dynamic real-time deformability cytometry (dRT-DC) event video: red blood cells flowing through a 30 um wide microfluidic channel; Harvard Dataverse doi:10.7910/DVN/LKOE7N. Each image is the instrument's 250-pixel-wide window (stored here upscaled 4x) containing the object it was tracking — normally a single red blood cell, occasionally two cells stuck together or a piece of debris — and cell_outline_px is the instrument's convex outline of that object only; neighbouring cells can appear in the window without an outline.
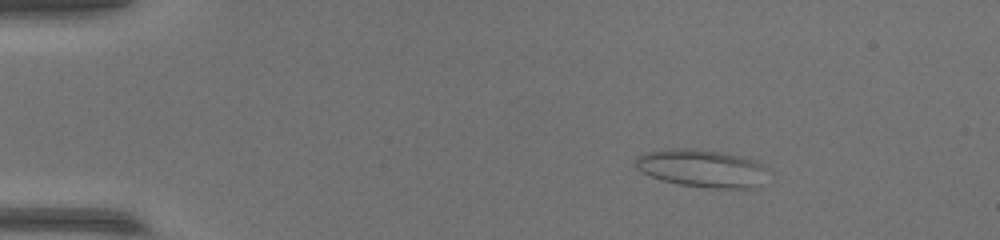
{"species": "common noctule bat (a hibernating species)", "species_latin": "Nyctalus noctula", "temperature_condition": "warm", "stored_images_in_passage": 45, "camera_frame_rate_fps": 3000, "um_per_image_px": 0.085, "animal": {"sex": "female", "body_mass_g": 17.0, "forearm_length_mm": 48.0}, "frame": {"image": 1, "passage_image": 1, "time_ms": 0.0, "image_size_px": [1000, 240], "cell_outline_px": [[772, 172], [756, 188], [716, 188], [680, 184], [660, 180], [640, 172], [636, 168], [636, 156], [648, 152], [668, 148], [688, 148], [720, 152], [740, 156], [764, 164]], "centroid_in_image_um": [59.7, 14.31], "position_along_channel_um": 25.3, "area_um2": 29.36}}
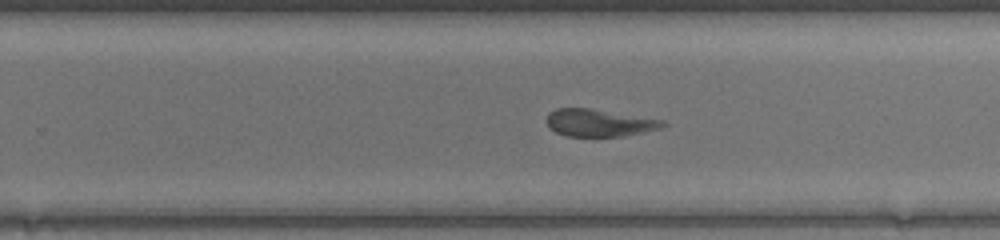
{"frame": {"image": 2, "passage_image": 27, "time_ms": 8.667, "image_size_px": [1000, 240], "cell_outline_px": [[668, 124], [660, 128], [624, 136], [564, 136], [548, 128], [548, 112], [556, 108], [588, 108], [664, 120]], "centroid_in_image_um": [50.91, 10.44], "position_along_channel_um": 278.9, "area_um2": 18.38}}
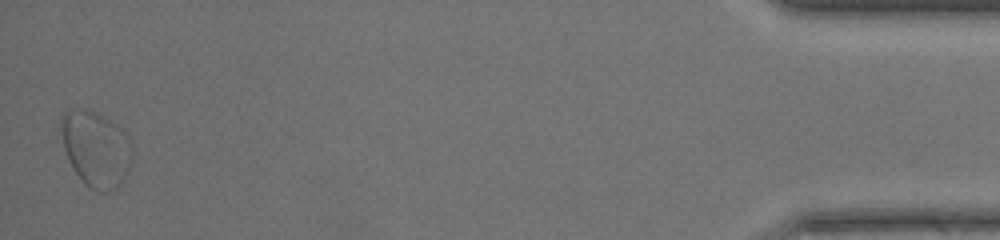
{"frame": {"image": 3, "passage_image": 45, "time_ms": 14.667, "image_size_px": [1000, 240], "cell_outline_px": [[132, 164], [124, 180], [116, 188], [104, 192], [100, 192], [84, 184], [68, 160], [64, 148], [60, 124], [60, 116], [64, 108], [80, 108], [96, 112], [104, 116], [116, 124], [128, 136], [132, 144]], "centroid_in_image_um": [8.15, 12.62], "position_along_channel_um": 427.1, "area_um2": 31.85}}